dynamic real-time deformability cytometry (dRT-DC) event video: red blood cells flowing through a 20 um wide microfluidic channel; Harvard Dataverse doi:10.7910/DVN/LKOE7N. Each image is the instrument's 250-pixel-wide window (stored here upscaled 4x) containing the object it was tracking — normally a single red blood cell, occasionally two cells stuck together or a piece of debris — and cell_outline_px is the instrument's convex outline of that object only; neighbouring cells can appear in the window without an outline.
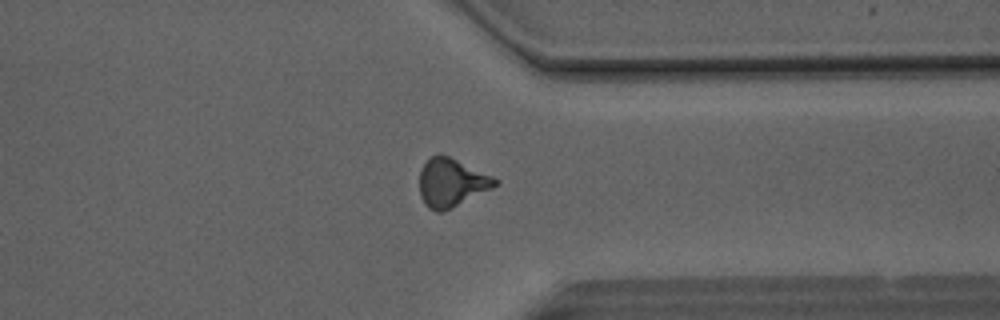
{"species": "Egyptian fruit bat (a non-hibernating species)", "species_latin": "Rousettus aegyptiacus", "temperature_condition": "room temperature", "stored_images_in_passage": 50, "camera_frame_rate_fps": 3000, "um_per_image_px": 0.085, "animal": {"sex": "male"}, "frame": {"image": 1, "passage_image": 39, "time_ms": 12.667, "image_size_px": [1000, 320], "cell_outline_px": [[500, 184], [444, 212], [436, 212], [428, 208], [424, 204], [420, 196], [420, 172], [424, 164], [432, 156], [448, 156], [492, 176], [500, 180]], "centroid_in_image_um": [38.38, 15.57], "position_along_channel_um": 373.0, "area_um2": 21.04}}
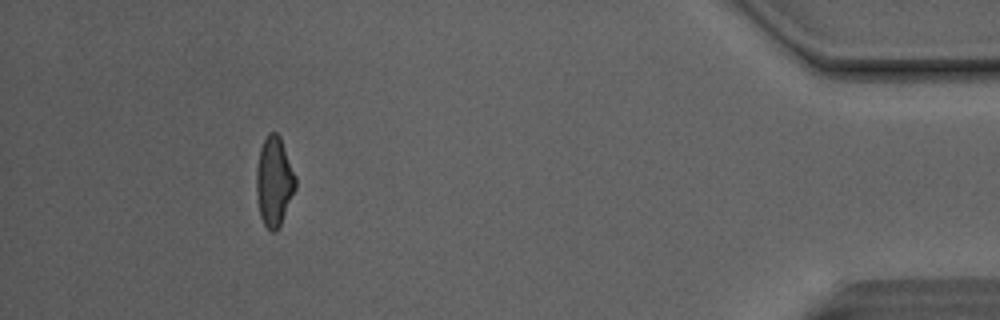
{"frame": {"image": 2, "passage_image": 46, "time_ms": 15.0, "image_size_px": [1000, 320], "cell_outline_px": [[296, 188], [280, 224], [276, 232], [272, 232], [264, 224], [260, 216], [256, 192], [256, 168], [260, 148], [268, 132], [276, 132], [280, 136], [296, 176]], "centroid_in_image_um": [23.29, 15.4], "position_along_channel_um": 411.9, "area_um2": 20.35}, "authors_computed_cell_mechanics": {"area_um2": 21.0681, "velocity_mm_per_s": 4.1681, "shape_relaxation_time_tau1_ms": 7.2313, "shape_relaxation_time_tau2_ms": 2.038, "deformation_change_tau1": 0.1917, "deformation_change_tau2": 0.1059}}